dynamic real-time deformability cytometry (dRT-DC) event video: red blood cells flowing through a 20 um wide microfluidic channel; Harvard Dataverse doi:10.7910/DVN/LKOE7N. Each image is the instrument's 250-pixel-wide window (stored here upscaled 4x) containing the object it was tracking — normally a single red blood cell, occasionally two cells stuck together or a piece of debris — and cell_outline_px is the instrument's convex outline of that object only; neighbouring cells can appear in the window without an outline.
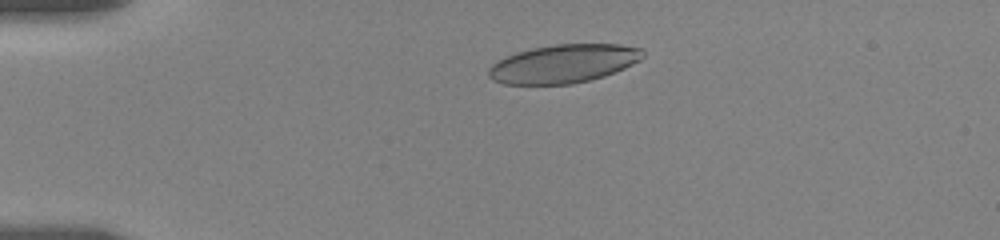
{"species": "human", "species_latin": "Homo sapiens", "temperature_condition": "room temperature", "stored_images_in_passage": 11, "camera_frame_rate_fps": 3000, "um_per_image_px": 0.085, "donor": {"sex": "female"}, "frame": {"image": 1, "passage_image": 5, "time_ms": 2.667, "image_size_px": [1000, 240], "cell_outline_px": [[644, 56], [640, 60], [624, 68], [604, 76], [572, 84], [504, 84], [492, 80], [488, 76], [488, 68], [496, 60], [516, 52], [532, 48], [556, 44], [620, 44], [640, 48], [644, 52]], "centroid_in_image_um": [47.87, 5.41], "position_along_channel_um": 37.1, "area_um2": 34.62}}
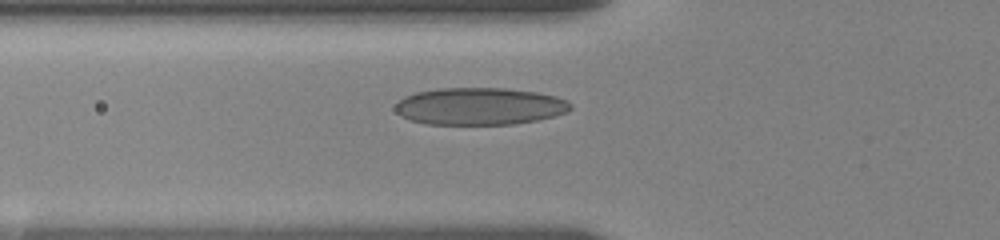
{"frame": {"image": 2, "passage_image": 10, "time_ms": 5.333, "image_size_px": [1000, 240], "cell_outline_px": [[572, 108], [568, 112], [536, 120], [512, 124], [424, 124], [400, 116], [396, 112], [396, 104], [404, 96], [416, 92], [436, 88], [504, 88], [536, 92], [556, 96], [568, 100], [572, 104]], "centroid_in_image_um": [40.77, 9.03], "position_along_channel_um": 85.0, "area_um2": 38.09}}